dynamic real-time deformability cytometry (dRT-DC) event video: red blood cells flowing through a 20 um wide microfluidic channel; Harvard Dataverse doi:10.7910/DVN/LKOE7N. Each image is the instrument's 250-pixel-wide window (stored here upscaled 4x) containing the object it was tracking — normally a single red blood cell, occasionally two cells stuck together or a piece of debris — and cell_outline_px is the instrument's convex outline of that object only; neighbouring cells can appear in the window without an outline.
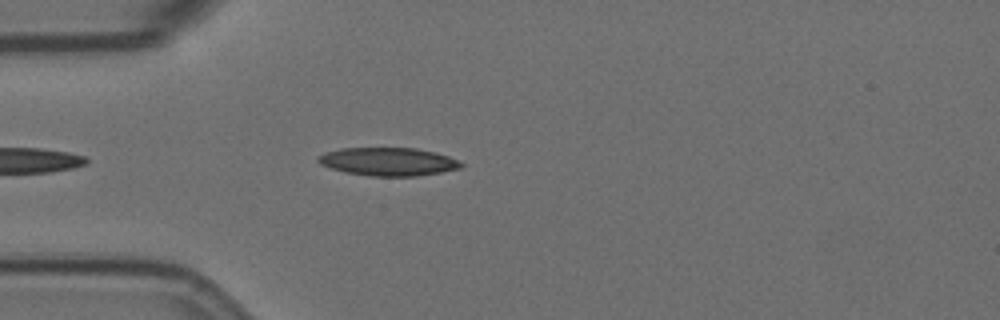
{"species": "Egyptian fruit bat (a non-hibernating species)", "species_latin": "Rousettus aegyptiacus", "temperature_condition": "room temperature", "stored_images_in_passage": 29, "camera_frame_rate_fps": 3000, "um_per_image_px": 0.085, "animal": {"sex": "female"}, "frame": {"image": 1, "passage_image": 4, "time_ms": 1.0, "image_size_px": [1000, 320], "cell_outline_px": [[464, 164], [460, 168], [440, 172], [416, 176], [372, 176], [344, 172], [320, 164], [316, 160], [324, 152], [340, 148], [416, 148], [436, 152], [448, 156]], "centroid_in_image_um": [32.98, 13.73], "position_along_channel_um": 52.0, "area_um2": 23.35}}
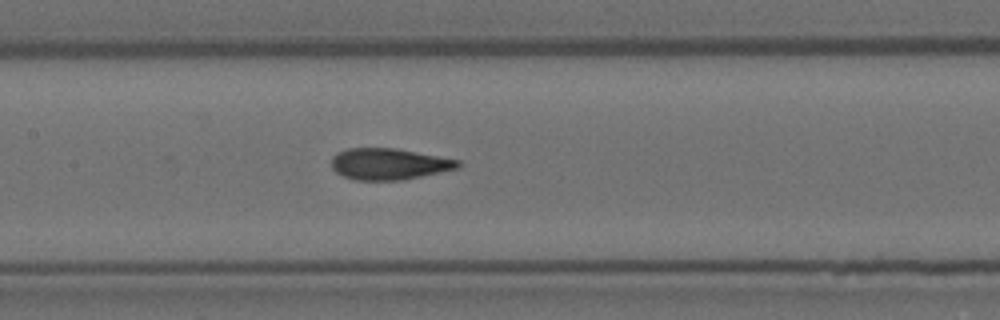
{"frame": {"image": 2, "passage_image": 15, "time_ms": 4.667, "image_size_px": [1000, 320], "cell_outline_px": [[460, 168], [400, 180], [356, 180], [344, 176], [336, 172], [332, 168], [332, 156], [336, 152], [348, 148], [396, 148], [460, 160]], "centroid_in_image_um": [33.05, 13.93], "position_along_channel_um": 174.4, "area_um2": 23.06}}
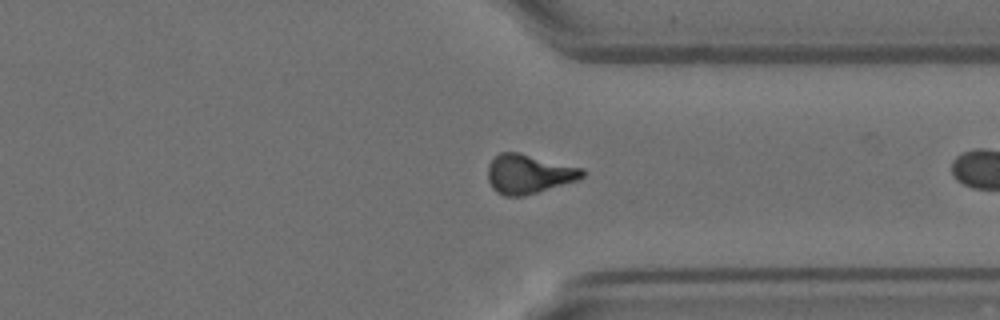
{"frame": {"image": 3, "passage_image": 28, "time_ms": 9.0, "image_size_px": [1000, 320], "cell_outline_px": [[584, 176], [576, 180], [524, 196], [504, 196], [496, 192], [492, 188], [488, 180], [488, 164], [500, 152], [520, 152], [584, 168]], "centroid_in_image_um": [44.92, 14.78], "position_along_channel_um": 366.5, "area_um2": 21.62}}